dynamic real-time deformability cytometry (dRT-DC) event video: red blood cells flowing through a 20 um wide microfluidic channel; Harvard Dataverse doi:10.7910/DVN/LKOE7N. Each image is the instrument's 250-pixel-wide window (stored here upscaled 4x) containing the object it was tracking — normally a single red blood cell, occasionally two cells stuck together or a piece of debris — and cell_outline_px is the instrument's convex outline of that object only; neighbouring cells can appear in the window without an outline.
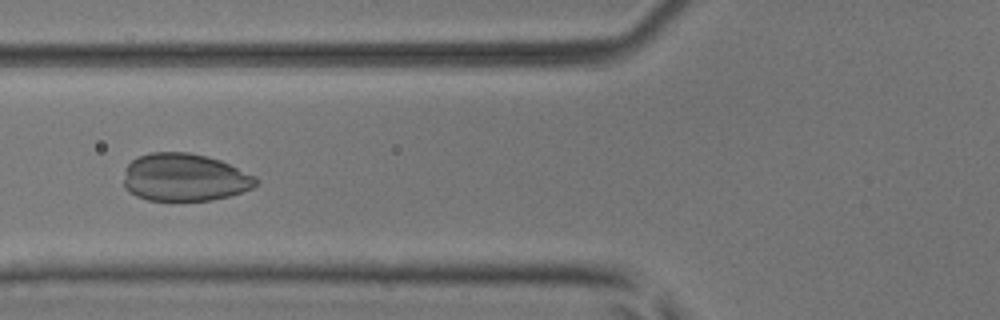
{"species": "common noctule bat (a hibernating species)", "species_latin": "Nyctalus noctula", "temperature_condition": "room temperature", "stored_images_in_passage": 38, "camera_frame_rate_fps": 3000, "um_per_image_px": 0.085, "animal": {"sex": "male", "body_mass_g": 17.9, "forearm_length_mm": 54.2}, "frame": {"image": 1, "passage_image": 6, "time_ms": 1.667, "image_size_px": [1000, 320], "cell_outline_px": [[260, 180], [252, 188], [228, 196], [212, 200], [148, 200], [136, 196], [128, 192], [124, 188], [124, 180], [128, 164], [136, 156], [148, 152], [188, 152], [208, 156], [220, 160], [256, 176]], "centroid_in_image_um": [15.68, 15.07], "position_along_channel_um": 110.1, "area_um2": 36.88}}
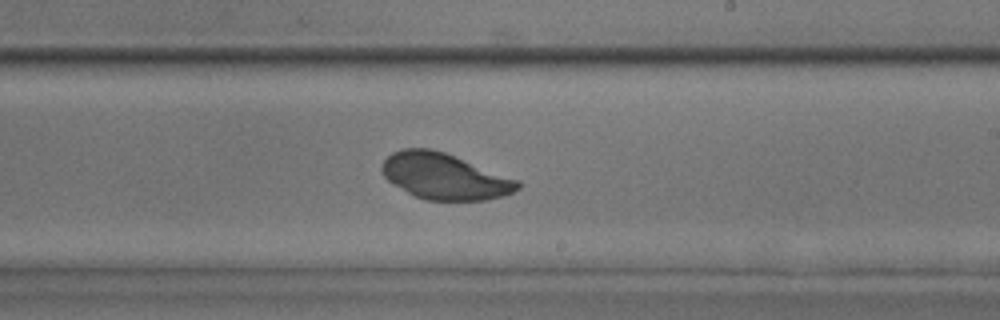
{"frame": {"image": 2, "passage_image": 17, "time_ms": 5.333, "image_size_px": [1000, 320], "cell_outline_px": [[524, 184], [520, 188], [504, 196], [484, 200], [424, 200], [408, 192], [388, 180], [384, 176], [380, 168], [384, 160], [392, 152], [400, 148], [432, 148], [444, 152], [520, 180]], "centroid_in_image_um": [37.81, 14.98], "position_along_channel_um": 251.2, "area_um2": 36.47}}
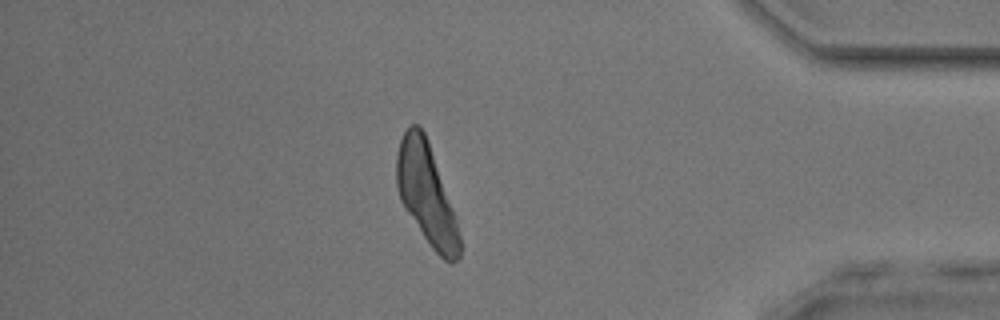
{"frame": {"image": 3, "passage_image": 31, "time_ms": 10.0, "image_size_px": [1000, 320], "cell_outline_px": [[460, 256], [452, 264], [448, 264], [432, 248], [404, 208], [400, 200], [396, 184], [396, 156], [400, 140], [408, 124], [420, 124], [428, 140], [452, 208], [456, 220], [460, 236]], "centroid_in_image_um": [36.22, 16.48], "position_along_channel_um": 399.0, "area_um2": 36.59}}